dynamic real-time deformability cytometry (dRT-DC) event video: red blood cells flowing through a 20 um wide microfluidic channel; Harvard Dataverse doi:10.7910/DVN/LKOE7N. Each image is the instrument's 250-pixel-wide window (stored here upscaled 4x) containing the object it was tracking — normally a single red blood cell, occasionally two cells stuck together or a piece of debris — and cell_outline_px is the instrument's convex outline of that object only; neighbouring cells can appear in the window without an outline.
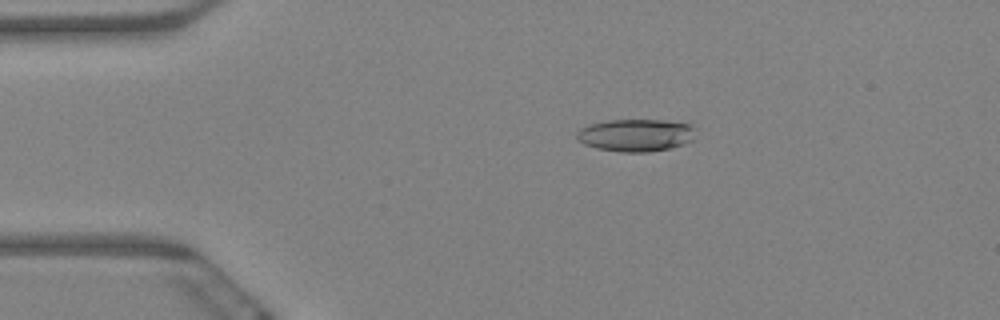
{"species": "Egyptian fruit bat (a non-hibernating species)", "species_latin": "Rousettus aegyptiacus", "temperature_condition": "warm", "stored_images_in_passage": 61, "camera_frame_rate_fps": 3000, "um_per_image_px": 0.085, "animal": {"sex": "female"}, "frame": {"image": 1, "passage_image": 12, "time_ms": 3.667, "image_size_px": [1000, 320], "cell_outline_px": [[696, 128], [692, 140], [684, 144], [668, 148], [648, 152], [620, 152], [596, 148], [584, 144], [576, 136], [576, 132], [580, 128], [588, 124], [608, 120], [664, 120], [692, 124]], "centroid_in_image_um": [54.05, 11.48], "position_along_channel_um": 31.0, "area_um2": 22.6}}
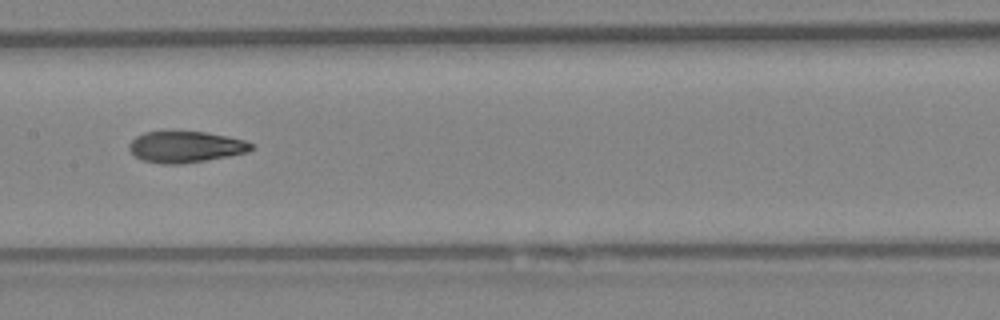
{"frame": {"image": 2, "passage_image": 31, "time_ms": 10.0, "image_size_px": [1000, 320], "cell_outline_px": [[252, 148], [248, 152], [228, 156], [180, 164], [164, 164], [144, 160], [136, 156], [128, 148], [128, 144], [136, 136], [144, 132], [172, 128], [204, 132], [228, 136], [244, 140], [252, 144]], "centroid_in_image_um": [15.73, 12.43], "position_along_channel_um": 191.7, "area_um2": 22.77}}
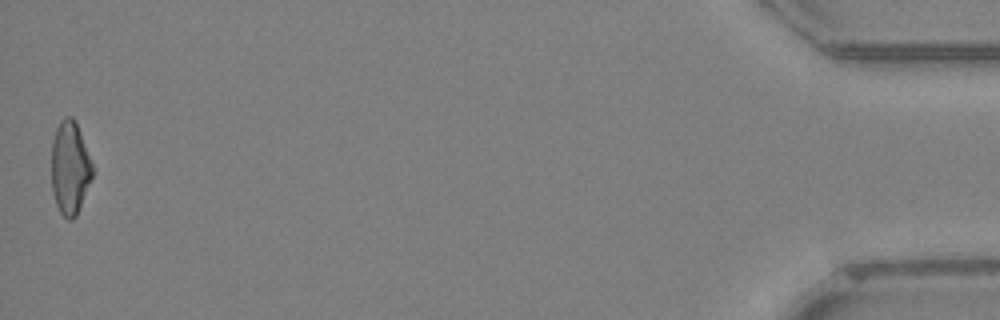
{"frame": {"image": 3, "passage_image": 61, "time_ms": 20.0, "image_size_px": [1000, 320], "cell_outline_px": [[92, 176], [76, 216], [72, 220], [68, 220], [60, 212], [56, 204], [52, 192], [52, 140], [56, 128], [60, 120], [64, 116], [72, 116], [76, 120], [92, 164]], "centroid_in_image_um": [5.93, 14.23], "position_along_channel_um": 429.3, "area_um2": 22.14}, "authors_computed_cell_mechanics": {"area_um2": 22.7732, "velocity_mm_per_s": 3.3479, "shape_relaxation_time_tau1_ms": 8.9948, "shape_relaxation_time_tau2_ms": 2.4601, "deformation_change_tau1": 0.2371, "deformation_change_tau2": 0.0939}}